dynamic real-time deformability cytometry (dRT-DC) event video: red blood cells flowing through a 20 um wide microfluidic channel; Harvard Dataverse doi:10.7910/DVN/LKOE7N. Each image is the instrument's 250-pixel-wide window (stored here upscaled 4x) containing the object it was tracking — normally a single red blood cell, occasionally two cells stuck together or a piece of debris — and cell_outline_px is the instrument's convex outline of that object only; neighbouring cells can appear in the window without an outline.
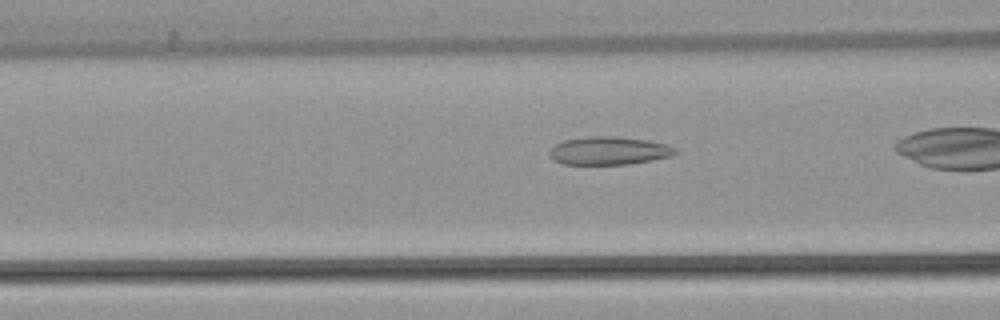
{"species": "common noctule bat (a hibernating species)", "species_latin": "Nyctalus noctula", "temperature_condition": "warm", "stored_images_in_passage": 37, "camera_frame_rate_fps": 3000, "um_per_image_px": 0.085, "animal": {"sex": "female", "body_mass_g": 22.7, "forearm_length_mm": 54.2}, "frame": {"image": 1, "passage_image": 16, "time_ms": 5.0, "image_size_px": [1000, 320], "cell_outline_px": [[680, 152], [672, 156], [652, 160], [628, 164], [564, 164], [556, 160], [548, 152], [556, 144], [564, 140], [588, 136], [620, 136], [648, 140], [668, 144], [676, 148]], "centroid_in_image_um": [51.84, 12.8], "position_along_channel_um": 114.8, "area_um2": 20.69}}
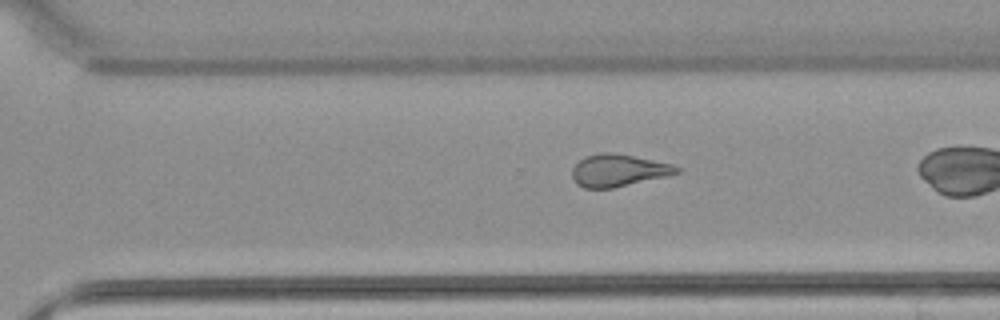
{"frame": {"image": 2, "passage_image": 32, "time_ms": 10.333, "image_size_px": [1000, 320], "cell_outline_px": [[680, 172], [664, 176], [612, 188], [584, 188], [576, 184], [572, 180], [572, 168], [584, 156], [600, 152], [612, 152], [672, 164], [680, 168]], "centroid_in_image_um": [52.49, 14.48], "position_along_channel_um": 318.1, "area_um2": 19.42}}